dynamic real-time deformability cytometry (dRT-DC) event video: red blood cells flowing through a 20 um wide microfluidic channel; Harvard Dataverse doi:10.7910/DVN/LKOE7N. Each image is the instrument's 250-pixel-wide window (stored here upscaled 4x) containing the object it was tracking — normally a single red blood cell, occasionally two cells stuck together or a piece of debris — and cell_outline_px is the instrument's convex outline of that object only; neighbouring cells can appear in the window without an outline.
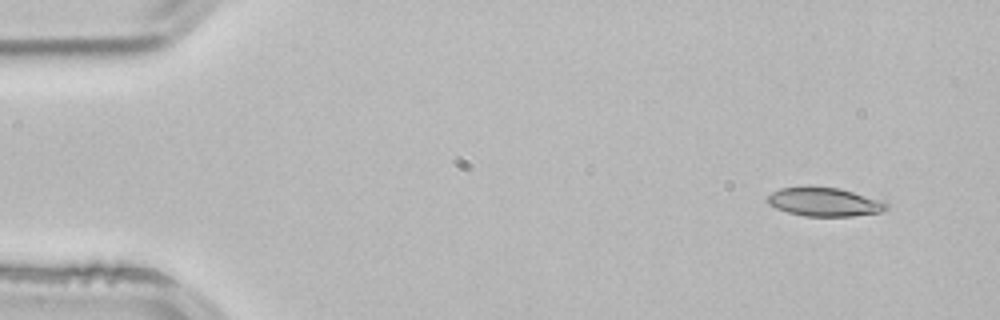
{"species": "common noctule bat (a hibernating species)", "species_latin": "Nyctalus noctula", "temperature_condition": "room temperature", "stored_images_in_passage": 3, "camera_frame_rate_fps": 3000, "um_per_image_px": 0.085, "animal": {"sex": "male", "body_mass_g": 21.5, "forearm_length_mm": 52.0}, "frame": {"image": 1, "passage_image": 1, "time_ms": 0.0, "image_size_px": [1000, 320], "cell_outline_px": [[888, 208], [880, 212], [852, 216], [804, 216], [788, 212], [776, 208], [768, 204], [764, 200], [772, 192], [780, 188], [808, 184], [840, 188], [884, 200], [888, 204]], "centroid_in_image_um": [70.04, 17.12], "position_along_channel_um": 15.0, "area_um2": 20.58}}
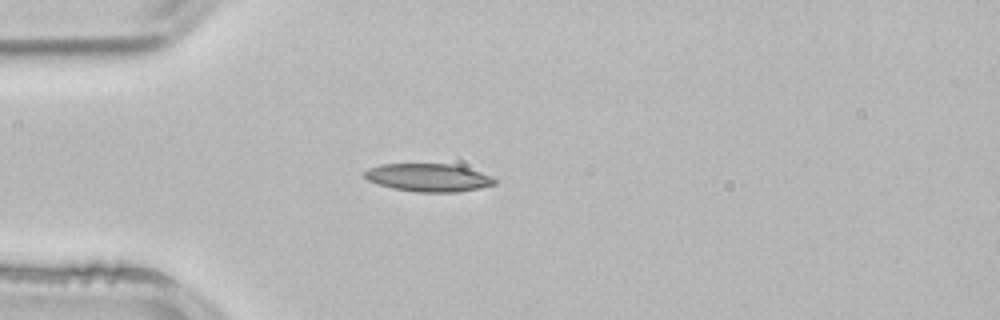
{"frame": {"image": 2, "passage_image": 3, "time_ms": 0.667, "image_size_px": [1000, 320], "cell_outline_px": [[496, 184], [480, 188], [456, 192], [416, 192], [392, 188], [368, 180], [364, 176], [364, 172], [368, 168], [380, 164], [452, 164], [468, 168], [492, 176], [496, 180]], "centroid_in_image_um": [36.42, 15.09], "position_along_channel_um": 48.6, "area_um2": 21.15}}